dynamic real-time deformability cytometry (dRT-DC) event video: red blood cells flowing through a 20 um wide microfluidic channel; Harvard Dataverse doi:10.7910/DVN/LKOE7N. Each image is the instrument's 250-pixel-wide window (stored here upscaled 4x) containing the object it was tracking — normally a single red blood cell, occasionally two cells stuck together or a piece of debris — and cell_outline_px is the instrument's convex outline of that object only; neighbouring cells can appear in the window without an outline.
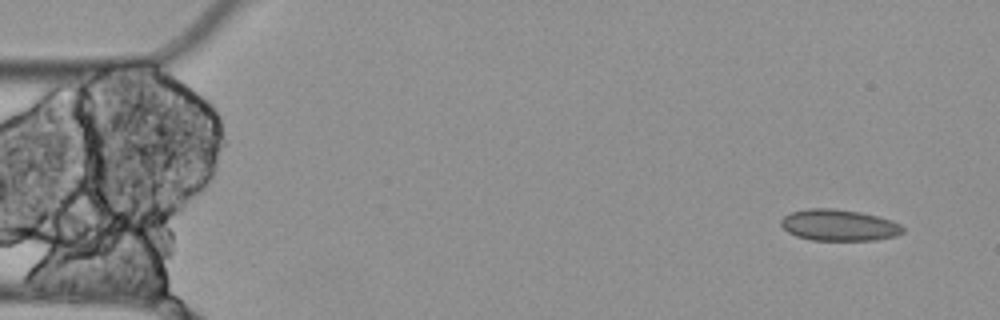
{"species": "Egyptian fruit bat (a non-hibernating species)", "species_latin": "Rousettus aegyptiacus", "temperature_condition": "cold", "stored_images_in_passage": 4, "camera_frame_rate_fps": 3000, "um_per_image_px": 0.085, "animal": {"sex": "female"}, "frame": {"image": 1, "passage_image": 1, "time_ms": 0.0, "image_size_px": [1000, 320], "cell_outline_px": [[904, 232], [896, 236], [876, 240], [812, 240], [796, 236], [788, 232], [780, 224], [780, 220], [784, 216], [792, 212], [808, 208], [832, 208], [860, 212], [892, 220], [900, 224], [904, 228]], "centroid_in_image_um": [71.32, 19.14], "position_along_channel_um": 13.7, "area_um2": 22.31}}
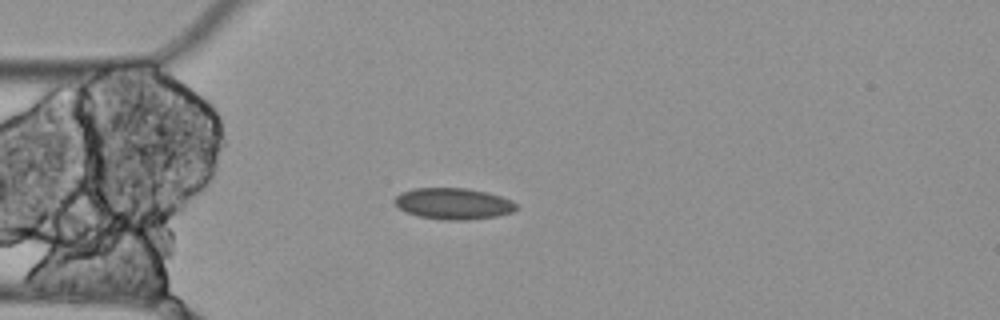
{"frame": {"image": 2, "passage_image": 4, "time_ms": 1.0, "image_size_px": [1000, 320], "cell_outline_px": [[520, 208], [512, 212], [496, 216], [468, 220], [444, 220], [420, 216], [408, 212], [400, 208], [392, 200], [400, 192], [412, 188], [468, 188], [488, 192], [512, 200]], "centroid_in_image_um": [38.56, 17.3], "position_along_channel_um": 46.4, "area_um2": 22.31}}